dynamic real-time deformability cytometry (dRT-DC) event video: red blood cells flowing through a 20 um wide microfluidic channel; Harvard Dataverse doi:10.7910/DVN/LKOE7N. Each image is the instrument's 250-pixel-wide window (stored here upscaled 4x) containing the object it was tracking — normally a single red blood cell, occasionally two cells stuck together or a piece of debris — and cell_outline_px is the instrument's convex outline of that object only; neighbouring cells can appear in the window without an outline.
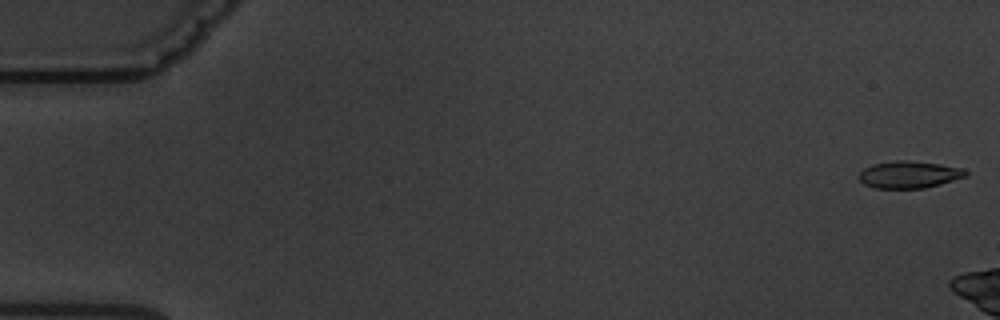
{"species": "common noctule bat (a hibernating species)", "species_latin": "Nyctalus noctula", "temperature_condition": "warm", "stored_images_in_passage": 3, "camera_frame_rate_fps": 3000, "um_per_image_px": 0.085, "animal": {"sex": "male", "body_mass_g": 19.5, "forearm_length_mm": 54.6}, "frame": {"image": 1, "passage_image": 1, "time_ms": 0.0, "image_size_px": [1000, 320], "cell_outline_px": [[968, 176], [940, 184], [924, 188], [876, 188], [864, 184], [860, 180], [860, 172], [864, 168], [872, 164], [896, 160], [904, 160], [940, 164], [964, 168], [968, 172]], "centroid_in_image_um": [77.3, 14.83], "position_along_channel_um": 7.7, "area_um2": 16.82}}